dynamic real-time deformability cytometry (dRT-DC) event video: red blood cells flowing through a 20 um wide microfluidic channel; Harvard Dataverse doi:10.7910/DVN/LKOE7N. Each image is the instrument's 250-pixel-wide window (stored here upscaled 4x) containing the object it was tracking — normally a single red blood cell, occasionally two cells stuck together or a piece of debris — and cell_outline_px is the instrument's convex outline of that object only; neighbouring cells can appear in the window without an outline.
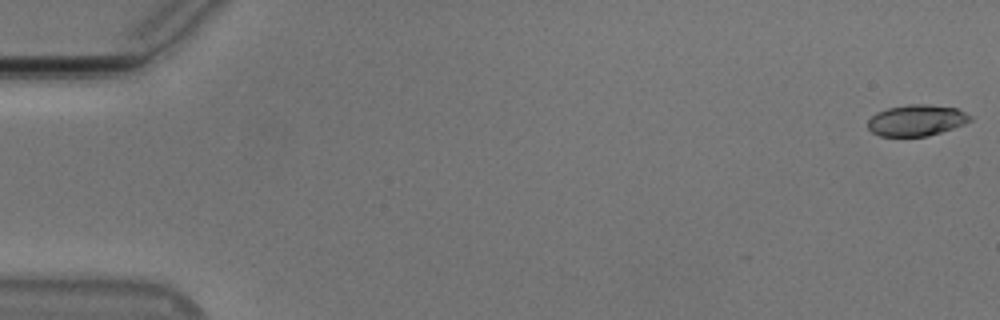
{"species": "Egyptian fruit bat (a non-hibernating species)", "species_latin": "Rousettus aegyptiacus", "temperature_condition": "cold", "stored_images_in_passage": 55, "camera_frame_rate_fps": 3000, "um_per_image_px": 0.085, "animal": {"sex": "male"}, "frame": {"image": 1, "passage_image": 1, "time_ms": 0.0, "image_size_px": [1000, 320], "cell_outline_px": [[972, 120], [964, 124], [928, 136], [880, 136], [872, 132], [868, 128], [868, 120], [876, 112], [888, 108], [908, 104], [928, 104], [956, 108], [972, 116]], "centroid_in_image_um": [77.89, 10.22], "position_along_channel_um": 7.1, "area_um2": 18.55}}
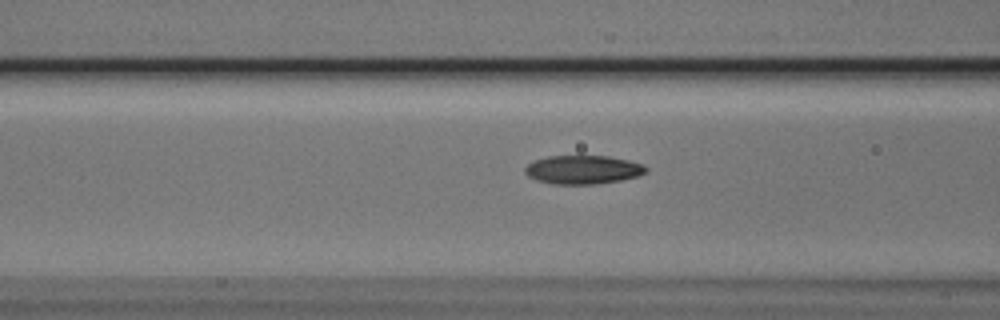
{"frame": {"image": 2, "passage_image": 22, "time_ms": 7.0, "image_size_px": [1000, 320], "cell_outline_px": [[648, 168], [644, 172], [636, 176], [620, 180], [596, 184], [552, 184], [536, 180], [528, 176], [524, 172], [524, 168], [528, 164], [536, 160], [548, 156], [608, 156], [628, 160], [640, 164]], "centroid_in_image_um": [49.5, 14.42], "position_along_channel_um": 117.1, "area_um2": 20.0}}
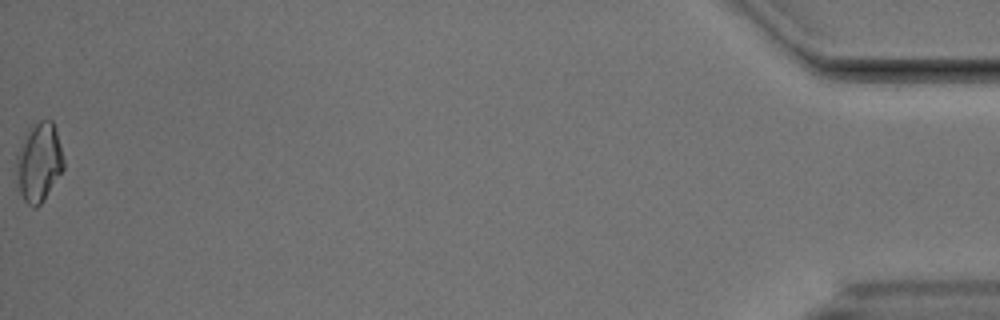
{"frame": {"image": 3, "passage_image": 55, "time_ms": 18.0, "image_size_px": [1000, 320], "cell_outline_px": [[64, 168], [44, 200], [36, 208], [32, 208], [24, 200], [20, 192], [16, 168], [16, 152], [28, 128], [40, 120], [52, 120], [56, 132], [64, 160]], "centroid_in_image_um": [3.3, 13.79], "position_along_channel_um": 431.9, "area_um2": 21.68}, "authors_computed_cell_mechanics": {"area_um2": 19.4786, "velocity_mm_per_s": 3.7669, "shape_relaxation_time_tau1_ms": 4.7941, "shape_relaxation_time_tau2_ms": 6.0843, "deformation_change_tau1": 0.1478, "deformation_change_tau2": 0.1087}}